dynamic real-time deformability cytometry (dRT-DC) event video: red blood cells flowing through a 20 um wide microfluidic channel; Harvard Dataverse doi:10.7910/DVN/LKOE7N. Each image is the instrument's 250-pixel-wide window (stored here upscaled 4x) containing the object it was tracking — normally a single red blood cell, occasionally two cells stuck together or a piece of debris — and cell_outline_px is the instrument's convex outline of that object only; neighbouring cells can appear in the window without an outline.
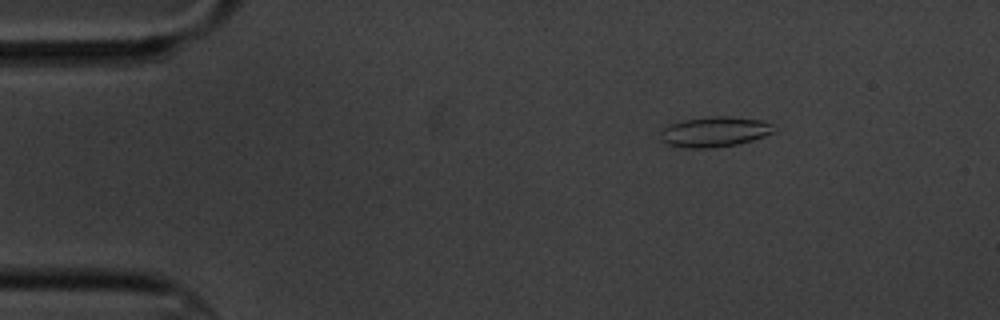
{"species": "common noctule bat (a hibernating species)", "species_latin": "Nyctalus noctula", "temperature_condition": "cold", "stored_images_in_passage": 5, "segment_of_instrument_passage": [2, 2], "camera_frame_rate_fps": 3000, "um_per_image_px": 0.085, "animal": {"sex": "male", "body_mass_g": 20.1, "forearm_length_mm": 53.5}, "frame": {"image": 1, "passage_image": 5, "time_ms": 5.667, "image_size_px": [1000, 320], "cell_outline_px": [[776, 132], [752, 140], [736, 144], [704, 148], [688, 148], [668, 144], [660, 140], [660, 132], [664, 128], [672, 124], [684, 120], [712, 116], [728, 116], [760, 120], [772, 124]], "centroid_in_image_um": [60.75, 11.2], "position_along_channel_um": 24.3, "area_um2": 19.71}}